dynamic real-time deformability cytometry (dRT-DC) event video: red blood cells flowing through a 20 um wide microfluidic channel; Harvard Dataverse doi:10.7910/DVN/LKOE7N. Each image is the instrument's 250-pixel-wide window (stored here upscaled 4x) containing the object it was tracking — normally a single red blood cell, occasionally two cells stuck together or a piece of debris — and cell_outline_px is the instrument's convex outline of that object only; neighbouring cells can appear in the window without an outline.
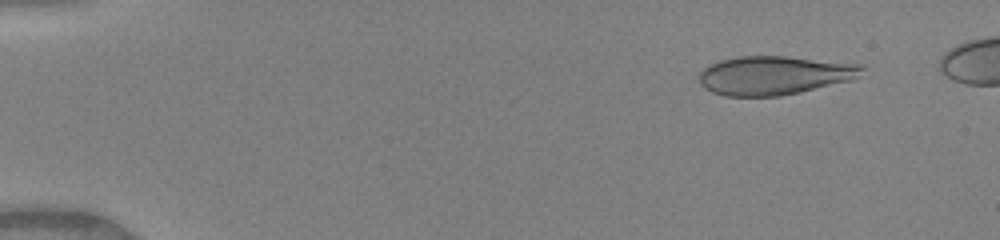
{"species": "human", "species_latin": "Homo sapiens", "temperature_condition": "warm", "stored_images_in_passage": 48, "camera_frame_rate_fps": 3000, "um_per_image_px": 0.085, "donor": {"sex": "female"}, "frame": {"image": 1, "passage_image": 5, "time_ms": 1.333, "image_size_px": [1000, 240], "cell_outline_px": [[864, 68], [860, 76], [852, 80], [800, 92], [780, 96], [724, 96], [712, 92], [704, 88], [700, 84], [700, 72], [704, 68], [720, 60], [740, 56], [784, 56], [864, 64]], "centroid_in_image_um": [65.84, 6.4], "position_along_channel_um": 19.2, "area_um2": 36.88}}
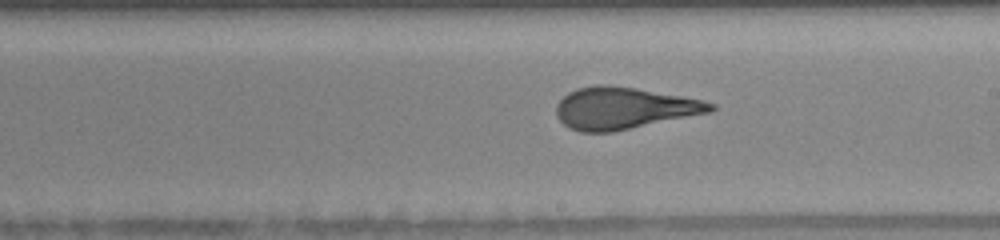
{"frame": {"image": 2, "passage_image": 29, "time_ms": 9.333, "image_size_px": [1000, 240], "cell_outline_px": [[716, 108], [712, 112], [612, 132], [580, 132], [568, 128], [556, 116], [556, 104], [568, 92], [576, 88], [596, 84], [604, 84], [636, 88], [704, 100], [716, 104]], "centroid_in_image_um": [53.02, 9.19], "position_along_channel_um": 236.0, "area_um2": 37.8}}
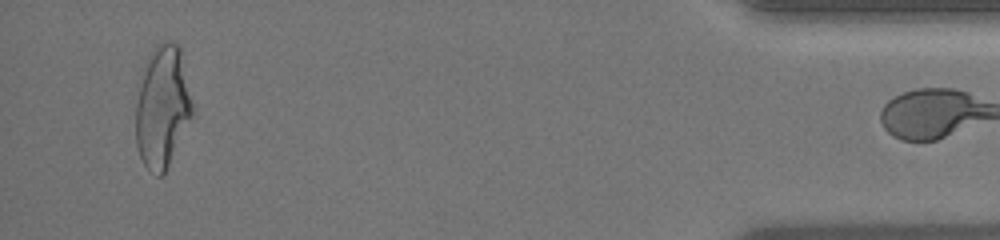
{"frame": {"image": 3, "passage_image": 47, "time_ms": 15.333, "image_size_px": [1000, 240], "cell_outline_px": [[192, 112], [164, 176], [156, 176], [144, 164], [140, 156], [136, 144], [136, 80], [148, 56], [156, 44], [176, 44], [180, 48], [192, 100]], "centroid_in_image_um": [13.74, 9.08], "position_along_channel_um": 421.5, "area_um2": 40.11}}